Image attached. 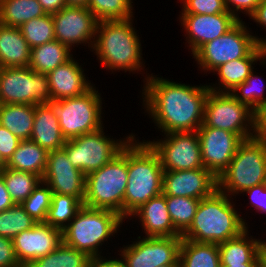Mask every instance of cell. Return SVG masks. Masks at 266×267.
Segmentation results:
<instances>
[{
    "instance_id": "obj_1",
    "label": "cell",
    "mask_w": 266,
    "mask_h": 267,
    "mask_svg": "<svg viewBox=\"0 0 266 267\" xmlns=\"http://www.w3.org/2000/svg\"><path fill=\"white\" fill-rule=\"evenodd\" d=\"M143 82L142 106L158 131L169 134L197 131L200 128L210 91L208 85L190 86L153 73L147 74V71Z\"/></svg>"
},
{
    "instance_id": "obj_2",
    "label": "cell",
    "mask_w": 266,
    "mask_h": 267,
    "mask_svg": "<svg viewBox=\"0 0 266 267\" xmlns=\"http://www.w3.org/2000/svg\"><path fill=\"white\" fill-rule=\"evenodd\" d=\"M133 19L98 22L92 52L101 66L112 73L124 70L129 74L142 72L144 76L141 39L133 27Z\"/></svg>"
},
{
    "instance_id": "obj_3",
    "label": "cell",
    "mask_w": 266,
    "mask_h": 267,
    "mask_svg": "<svg viewBox=\"0 0 266 267\" xmlns=\"http://www.w3.org/2000/svg\"><path fill=\"white\" fill-rule=\"evenodd\" d=\"M232 199L218 189L202 198L192 224L181 235L182 239L220 244L241 235L249 227Z\"/></svg>"
},
{
    "instance_id": "obj_4",
    "label": "cell",
    "mask_w": 266,
    "mask_h": 267,
    "mask_svg": "<svg viewBox=\"0 0 266 267\" xmlns=\"http://www.w3.org/2000/svg\"><path fill=\"white\" fill-rule=\"evenodd\" d=\"M134 136L128 143V181L123 201L127 219L151 198L162 193L164 169L158 155Z\"/></svg>"
},
{
    "instance_id": "obj_5",
    "label": "cell",
    "mask_w": 266,
    "mask_h": 267,
    "mask_svg": "<svg viewBox=\"0 0 266 267\" xmlns=\"http://www.w3.org/2000/svg\"><path fill=\"white\" fill-rule=\"evenodd\" d=\"M123 222L124 218L113 211L83 205L62 230L63 242L91 258H103L101 246L115 237Z\"/></svg>"
},
{
    "instance_id": "obj_6",
    "label": "cell",
    "mask_w": 266,
    "mask_h": 267,
    "mask_svg": "<svg viewBox=\"0 0 266 267\" xmlns=\"http://www.w3.org/2000/svg\"><path fill=\"white\" fill-rule=\"evenodd\" d=\"M128 181V144L111 161L86 175L84 206L110 210L123 217Z\"/></svg>"
},
{
    "instance_id": "obj_7",
    "label": "cell",
    "mask_w": 266,
    "mask_h": 267,
    "mask_svg": "<svg viewBox=\"0 0 266 267\" xmlns=\"http://www.w3.org/2000/svg\"><path fill=\"white\" fill-rule=\"evenodd\" d=\"M217 179L218 190L232 198L266 183V143L256 136L243 140Z\"/></svg>"
},
{
    "instance_id": "obj_8",
    "label": "cell",
    "mask_w": 266,
    "mask_h": 267,
    "mask_svg": "<svg viewBox=\"0 0 266 267\" xmlns=\"http://www.w3.org/2000/svg\"><path fill=\"white\" fill-rule=\"evenodd\" d=\"M50 104L55 110L61 133L66 140L104 127L102 98L95 86L83 95L52 101Z\"/></svg>"
},
{
    "instance_id": "obj_9",
    "label": "cell",
    "mask_w": 266,
    "mask_h": 267,
    "mask_svg": "<svg viewBox=\"0 0 266 267\" xmlns=\"http://www.w3.org/2000/svg\"><path fill=\"white\" fill-rule=\"evenodd\" d=\"M249 29L242 20L226 34L204 44L193 55L198 68L210 73L224 63L247 57L259 44L266 46V38L254 36Z\"/></svg>"
},
{
    "instance_id": "obj_10",
    "label": "cell",
    "mask_w": 266,
    "mask_h": 267,
    "mask_svg": "<svg viewBox=\"0 0 266 267\" xmlns=\"http://www.w3.org/2000/svg\"><path fill=\"white\" fill-rule=\"evenodd\" d=\"M200 127L224 129L238 134L243 140L255 136L256 112L240 103L229 92L209 91Z\"/></svg>"
},
{
    "instance_id": "obj_11",
    "label": "cell",
    "mask_w": 266,
    "mask_h": 267,
    "mask_svg": "<svg viewBox=\"0 0 266 267\" xmlns=\"http://www.w3.org/2000/svg\"><path fill=\"white\" fill-rule=\"evenodd\" d=\"M103 128L66 140L62 147L71 164L85 175L111 161L136 136L131 133L126 138L113 139L105 135Z\"/></svg>"
},
{
    "instance_id": "obj_12",
    "label": "cell",
    "mask_w": 266,
    "mask_h": 267,
    "mask_svg": "<svg viewBox=\"0 0 266 267\" xmlns=\"http://www.w3.org/2000/svg\"><path fill=\"white\" fill-rule=\"evenodd\" d=\"M47 74L30 67L0 68V104H49Z\"/></svg>"
},
{
    "instance_id": "obj_13",
    "label": "cell",
    "mask_w": 266,
    "mask_h": 267,
    "mask_svg": "<svg viewBox=\"0 0 266 267\" xmlns=\"http://www.w3.org/2000/svg\"><path fill=\"white\" fill-rule=\"evenodd\" d=\"M181 236L145 237L138 236L132 244L123 245L118 259L125 267H159L179 264Z\"/></svg>"
},
{
    "instance_id": "obj_14",
    "label": "cell",
    "mask_w": 266,
    "mask_h": 267,
    "mask_svg": "<svg viewBox=\"0 0 266 267\" xmlns=\"http://www.w3.org/2000/svg\"><path fill=\"white\" fill-rule=\"evenodd\" d=\"M163 139L145 141L158 155L164 170L179 171L204 168L197 131L164 134Z\"/></svg>"
},
{
    "instance_id": "obj_15",
    "label": "cell",
    "mask_w": 266,
    "mask_h": 267,
    "mask_svg": "<svg viewBox=\"0 0 266 267\" xmlns=\"http://www.w3.org/2000/svg\"><path fill=\"white\" fill-rule=\"evenodd\" d=\"M55 38L71 50L77 45L93 49L98 20L90 9L83 6H65L52 14Z\"/></svg>"
},
{
    "instance_id": "obj_16",
    "label": "cell",
    "mask_w": 266,
    "mask_h": 267,
    "mask_svg": "<svg viewBox=\"0 0 266 267\" xmlns=\"http://www.w3.org/2000/svg\"><path fill=\"white\" fill-rule=\"evenodd\" d=\"M204 168L217 178L228 167L243 139L235 133L213 127L197 130Z\"/></svg>"
},
{
    "instance_id": "obj_17",
    "label": "cell",
    "mask_w": 266,
    "mask_h": 267,
    "mask_svg": "<svg viewBox=\"0 0 266 267\" xmlns=\"http://www.w3.org/2000/svg\"><path fill=\"white\" fill-rule=\"evenodd\" d=\"M42 181L52 193L74 196L84 202L86 175L71 164L62 148L48 152Z\"/></svg>"
},
{
    "instance_id": "obj_18",
    "label": "cell",
    "mask_w": 266,
    "mask_h": 267,
    "mask_svg": "<svg viewBox=\"0 0 266 267\" xmlns=\"http://www.w3.org/2000/svg\"><path fill=\"white\" fill-rule=\"evenodd\" d=\"M179 21L186 33V40L191 55H194L204 44L226 34L238 22L231 13L180 14Z\"/></svg>"
},
{
    "instance_id": "obj_19",
    "label": "cell",
    "mask_w": 266,
    "mask_h": 267,
    "mask_svg": "<svg viewBox=\"0 0 266 267\" xmlns=\"http://www.w3.org/2000/svg\"><path fill=\"white\" fill-rule=\"evenodd\" d=\"M218 189L217 177L206 168L167 171L163 173L162 193L165 196L206 198Z\"/></svg>"
},
{
    "instance_id": "obj_20",
    "label": "cell",
    "mask_w": 266,
    "mask_h": 267,
    "mask_svg": "<svg viewBox=\"0 0 266 267\" xmlns=\"http://www.w3.org/2000/svg\"><path fill=\"white\" fill-rule=\"evenodd\" d=\"M12 241L18 261L26 267L35 259L54 251L63 242L62 230L46 223H36Z\"/></svg>"
},
{
    "instance_id": "obj_21",
    "label": "cell",
    "mask_w": 266,
    "mask_h": 267,
    "mask_svg": "<svg viewBox=\"0 0 266 267\" xmlns=\"http://www.w3.org/2000/svg\"><path fill=\"white\" fill-rule=\"evenodd\" d=\"M77 61L72 57L47 74L51 102L78 97L94 86L89 78L86 79L84 69Z\"/></svg>"
},
{
    "instance_id": "obj_22",
    "label": "cell",
    "mask_w": 266,
    "mask_h": 267,
    "mask_svg": "<svg viewBox=\"0 0 266 267\" xmlns=\"http://www.w3.org/2000/svg\"><path fill=\"white\" fill-rule=\"evenodd\" d=\"M257 61L266 65L265 45L259 44L245 58L236 59L220 65L213 71V74H217L218 76V83H213V85L209 84L208 88L214 92L230 93L237 85L243 83L249 77Z\"/></svg>"
},
{
    "instance_id": "obj_23",
    "label": "cell",
    "mask_w": 266,
    "mask_h": 267,
    "mask_svg": "<svg viewBox=\"0 0 266 267\" xmlns=\"http://www.w3.org/2000/svg\"><path fill=\"white\" fill-rule=\"evenodd\" d=\"M130 217L140 219L139 222H141L142 232L144 230L146 234L145 237L181 236L174 228L168 212L166 196L163 193L151 198Z\"/></svg>"
},
{
    "instance_id": "obj_24",
    "label": "cell",
    "mask_w": 266,
    "mask_h": 267,
    "mask_svg": "<svg viewBox=\"0 0 266 267\" xmlns=\"http://www.w3.org/2000/svg\"><path fill=\"white\" fill-rule=\"evenodd\" d=\"M30 140L47 152L61 149L66 142L63 137L53 106L49 104L35 105V116Z\"/></svg>"
},
{
    "instance_id": "obj_25",
    "label": "cell",
    "mask_w": 266,
    "mask_h": 267,
    "mask_svg": "<svg viewBox=\"0 0 266 267\" xmlns=\"http://www.w3.org/2000/svg\"><path fill=\"white\" fill-rule=\"evenodd\" d=\"M31 48L20 28L0 24V67H26L30 63Z\"/></svg>"
},
{
    "instance_id": "obj_26",
    "label": "cell",
    "mask_w": 266,
    "mask_h": 267,
    "mask_svg": "<svg viewBox=\"0 0 266 267\" xmlns=\"http://www.w3.org/2000/svg\"><path fill=\"white\" fill-rule=\"evenodd\" d=\"M248 230L218 244L220 264H258L257 252L262 239L249 237Z\"/></svg>"
},
{
    "instance_id": "obj_27",
    "label": "cell",
    "mask_w": 266,
    "mask_h": 267,
    "mask_svg": "<svg viewBox=\"0 0 266 267\" xmlns=\"http://www.w3.org/2000/svg\"><path fill=\"white\" fill-rule=\"evenodd\" d=\"M48 152L32 140H21L5 167L30 172L41 179L47 166Z\"/></svg>"
},
{
    "instance_id": "obj_28",
    "label": "cell",
    "mask_w": 266,
    "mask_h": 267,
    "mask_svg": "<svg viewBox=\"0 0 266 267\" xmlns=\"http://www.w3.org/2000/svg\"><path fill=\"white\" fill-rule=\"evenodd\" d=\"M35 105L0 104V124L20 140H30Z\"/></svg>"
},
{
    "instance_id": "obj_29",
    "label": "cell",
    "mask_w": 266,
    "mask_h": 267,
    "mask_svg": "<svg viewBox=\"0 0 266 267\" xmlns=\"http://www.w3.org/2000/svg\"><path fill=\"white\" fill-rule=\"evenodd\" d=\"M72 57L74 56L68 46L58 40H53L31 49L28 67L34 72L48 74Z\"/></svg>"
},
{
    "instance_id": "obj_30",
    "label": "cell",
    "mask_w": 266,
    "mask_h": 267,
    "mask_svg": "<svg viewBox=\"0 0 266 267\" xmlns=\"http://www.w3.org/2000/svg\"><path fill=\"white\" fill-rule=\"evenodd\" d=\"M179 267H220L218 244L182 239Z\"/></svg>"
},
{
    "instance_id": "obj_31",
    "label": "cell",
    "mask_w": 266,
    "mask_h": 267,
    "mask_svg": "<svg viewBox=\"0 0 266 267\" xmlns=\"http://www.w3.org/2000/svg\"><path fill=\"white\" fill-rule=\"evenodd\" d=\"M46 14L38 0H0V24L19 28Z\"/></svg>"
},
{
    "instance_id": "obj_32",
    "label": "cell",
    "mask_w": 266,
    "mask_h": 267,
    "mask_svg": "<svg viewBox=\"0 0 266 267\" xmlns=\"http://www.w3.org/2000/svg\"><path fill=\"white\" fill-rule=\"evenodd\" d=\"M91 259L87 253L62 242L54 251L35 259L26 267H89Z\"/></svg>"
},
{
    "instance_id": "obj_33",
    "label": "cell",
    "mask_w": 266,
    "mask_h": 267,
    "mask_svg": "<svg viewBox=\"0 0 266 267\" xmlns=\"http://www.w3.org/2000/svg\"><path fill=\"white\" fill-rule=\"evenodd\" d=\"M0 174L14 204H21L42 181L38 175L7 167H4Z\"/></svg>"
},
{
    "instance_id": "obj_34",
    "label": "cell",
    "mask_w": 266,
    "mask_h": 267,
    "mask_svg": "<svg viewBox=\"0 0 266 267\" xmlns=\"http://www.w3.org/2000/svg\"><path fill=\"white\" fill-rule=\"evenodd\" d=\"M82 206L83 203L74 196L53 193L45 223L63 230Z\"/></svg>"
},
{
    "instance_id": "obj_35",
    "label": "cell",
    "mask_w": 266,
    "mask_h": 267,
    "mask_svg": "<svg viewBox=\"0 0 266 267\" xmlns=\"http://www.w3.org/2000/svg\"><path fill=\"white\" fill-rule=\"evenodd\" d=\"M200 199L166 196V203L174 228L182 235L192 224Z\"/></svg>"
},
{
    "instance_id": "obj_36",
    "label": "cell",
    "mask_w": 266,
    "mask_h": 267,
    "mask_svg": "<svg viewBox=\"0 0 266 267\" xmlns=\"http://www.w3.org/2000/svg\"><path fill=\"white\" fill-rule=\"evenodd\" d=\"M133 0H88L87 8L100 21L134 18Z\"/></svg>"
},
{
    "instance_id": "obj_37",
    "label": "cell",
    "mask_w": 266,
    "mask_h": 267,
    "mask_svg": "<svg viewBox=\"0 0 266 267\" xmlns=\"http://www.w3.org/2000/svg\"><path fill=\"white\" fill-rule=\"evenodd\" d=\"M36 223L21 204H14L0 212V236L13 239L22 231L32 228Z\"/></svg>"
},
{
    "instance_id": "obj_38",
    "label": "cell",
    "mask_w": 266,
    "mask_h": 267,
    "mask_svg": "<svg viewBox=\"0 0 266 267\" xmlns=\"http://www.w3.org/2000/svg\"><path fill=\"white\" fill-rule=\"evenodd\" d=\"M19 28L31 49L56 40L52 14L31 19Z\"/></svg>"
},
{
    "instance_id": "obj_39",
    "label": "cell",
    "mask_w": 266,
    "mask_h": 267,
    "mask_svg": "<svg viewBox=\"0 0 266 267\" xmlns=\"http://www.w3.org/2000/svg\"><path fill=\"white\" fill-rule=\"evenodd\" d=\"M254 72L256 71L253 70L249 77L243 83L237 85L230 94L240 103L248 105L257 112L266 104V96L264 95L265 85H263V80L260 76L255 75Z\"/></svg>"
},
{
    "instance_id": "obj_40",
    "label": "cell",
    "mask_w": 266,
    "mask_h": 267,
    "mask_svg": "<svg viewBox=\"0 0 266 267\" xmlns=\"http://www.w3.org/2000/svg\"><path fill=\"white\" fill-rule=\"evenodd\" d=\"M52 194L49 186L41 181L21 205L37 223H45Z\"/></svg>"
},
{
    "instance_id": "obj_41",
    "label": "cell",
    "mask_w": 266,
    "mask_h": 267,
    "mask_svg": "<svg viewBox=\"0 0 266 267\" xmlns=\"http://www.w3.org/2000/svg\"><path fill=\"white\" fill-rule=\"evenodd\" d=\"M182 3L181 14H218L227 12L224 0H179Z\"/></svg>"
},
{
    "instance_id": "obj_42",
    "label": "cell",
    "mask_w": 266,
    "mask_h": 267,
    "mask_svg": "<svg viewBox=\"0 0 266 267\" xmlns=\"http://www.w3.org/2000/svg\"><path fill=\"white\" fill-rule=\"evenodd\" d=\"M20 139L0 124V156L7 162L17 149Z\"/></svg>"
},
{
    "instance_id": "obj_43",
    "label": "cell",
    "mask_w": 266,
    "mask_h": 267,
    "mask_svg": "<svg viewBox=\"0 0 266 267\" xmlns=\"http://www.w3.org/2000/svg\"><path fill=\"white\" fill-rule=\"evenodd\" d=\"M227 11L237 20L242 21L238 14L243 13L250 17L261 0H224Z\"/></svg>"
},
{
    "instance_id": "obj_44",
    "label": "cell",
    "mask_w": 266,
    "mask_h": 267,
    "mask_svg": "<svg viewBox=\"0 0 266 267\" xmlns=\"http://www.w3.org/2000/svg\"><path fill=\"white\" fill-rule=\"evenodd\" d=\"M0 267H23L17 259L12 239L0 236Z\"/></svg>"
},
{
    "instance_id": "obj_45",
    "label": "cell",
    "mask_w": 266,
    "mask_h": 267,
    "mask_svg": "<svg viewBox=\"0 0 266 267\" xmlns=\"http://www.w3.org/2000/svg\"><path fill=\"white\" fill-rule=\"evenodd\" d=\"M241 194L249 195V204L255 208L258 213H266V183L253 186Z\"/></svg>"
},
{
    "instance_id": "obj_46",
    "label": "cell",
    "mask_w": 266,
    "mask_h": 267,
    "mask_svg": "<svg viewBox=\"0 0 266 267\" xmlns=\"http://www.w3.org/2000/svg\"><path fill=\"white\" fill-rule=\"evenodd\" d=\"M255 136L266 143V104L256 112Z\"/></svg>"
},
{
    "instance_id": "obj_47",
    "label": "cell",
    "mask_w": 266,
    "mask_h": 267,
    "mask_svg": "<svg viewBox=\"0 0 266 267\" xmlns=\"http://www.w3.org/2000/svg\"><path fill=\"white\" fill-rule=\"evenodd\" d=\"M108 258V259H107ZM92 258L89 262V267H125L122 262L116 257Z\"/></svg>"
},
{
    "instance_id": "obj_48",
    "label": "cell",
    "mask_w": 266,
    "mask_h": 267,
    "mask_svg": "<svg viewBox=\"0 0 266 267\" xmlns=\"http://www.w3.org/2000/svg\"><path fill=\"white\" fill-rule=\"evenodd\" d=\"M249 18L266 30V0L260 1L256 10Z\"/></svg>"
},
{
    "instance_id": "obj_49",
    "label": "cell",
    "mask_w": 266,
    "mask_h": 267,
    "mask_svg": "<svg viewBox=\"0 0 266 267\" xmlns=\"http://www.w3.org/2000/svg\"><path fill=\"white\" fill-rule=\"evenodd\" d=\"M14 205L10 194L7 191L4 179L0 174V212L6 210Z\"/></svg>"
},
{
    "instance_id": "obj_50",
    "label": "cell",
    "mask_w": 266,
    "mask_h": 267,
    "mask_svg": "<svg viewBox=\"0 0 266 267\" xmlns=\"http://www.w3.org/2000/svg\"><path fill=\"white\" fill-rule=\"evenodd\" d=\"M46 14H54L67 6L65 0H38Z\"/></svg>"
},
{
    "instance_id": "obj_51",
    "label": "cell",
    "mask_w": 266,
    "mask_h": 267,
    "mask_svg": "<svg viewBox=\"0 0 266 267\" xmlns=\"http://www.w3.org/2000/svg\"><path fill=\"white\" fill-rule=\"evenodd\" d=\"M258 267H266V242L261 241L257 252Z\"/></svg>"
},
{
    "instance_id": "obj_52",
    "label": "cell",
    "mask_w": 266,
    "mask_h": 267,
    "mask_svg": "<svg viewBox=\"0 0 266 267\" xmlns=\"http://www.w3.org/2000/svg\"><path fill=\"white\" fill-rule=\"evenodd\" d=\"M67 6L87 7L88 0H65Z\"/></svg>"
},
{
    "instance_id": "obj_53",
    "label": "cell",
    "mask_w": 266,
    "mask_h": 267,
    "mask_svg": "<svg viewBox=\"0 0 266 267\" xmlns=\"http://www.w3.org/2000/svg\"><path fill=\"white\" fill-rule=\"evenodd\" d=\"M220 267H258V264H220Z\"/></svg>"
},
{
    "instance_id": "obj_54",
    "label": "cell",
    "mask_w": 266,
    "mask_h": 267,
    "mask_svg": "<svg viewBox=\"0 0 266 267\" xmlns=\"http://www.w3.org/2000/svg\"><path fill=\"white\" fill-rule=\"evenodd\" d=\"M6 162L0 156V171L5 167Z\"/></svg>"
},
{
    "instance_id": "obj_55",
    "label": "cell",
    "mask_w": 266,
    "mask_h": 267,
    "mask_svg": "<svg viewBox=\"0 0 266 267\" xmlns=\"http://www.w3.org/2000/svg\"><path fill=\"white\" fill-rule=\"evenodd\" d=\"M159 267H179V264H169V265H164V266H159Z\"/></svg>"
}]
</instances>
